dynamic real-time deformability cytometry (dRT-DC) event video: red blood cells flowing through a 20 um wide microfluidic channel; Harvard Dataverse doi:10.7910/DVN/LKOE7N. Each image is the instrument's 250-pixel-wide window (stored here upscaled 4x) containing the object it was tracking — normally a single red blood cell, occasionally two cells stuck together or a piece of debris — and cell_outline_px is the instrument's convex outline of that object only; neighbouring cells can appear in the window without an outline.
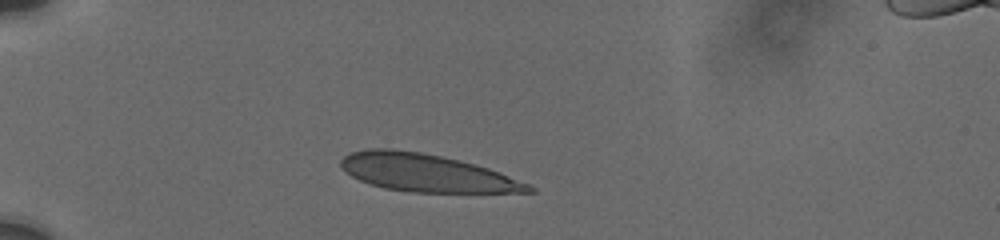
{"species": "human", "species_latin": "Homo sapiens", "temperature_condition": "cold", "stored_images_in_passage": 41, "camera_frame_rate_fps": 3000, "um_per_image_px": 0.085, "donor": {"sex": "male"}, "frame": {"image": 1, "passage_image": 1, "time_ms": 0.0, "image_size_px": [1000, 240], "cell_outline_px": [[536, 192], [408, 192], [384, 188], [360, 180], [352, 176], [340, 164], [340, 160], [344, 156], [352, 152], [372, 148], [384, 148], [420, 152], [440, 156], [488, 168], [500, 172], [532, 184], [536, 188]], "centroid_in_image_um": [36.3, 14.71], "position_along_channel_um": 48.7, "area_um2": 40.75}}
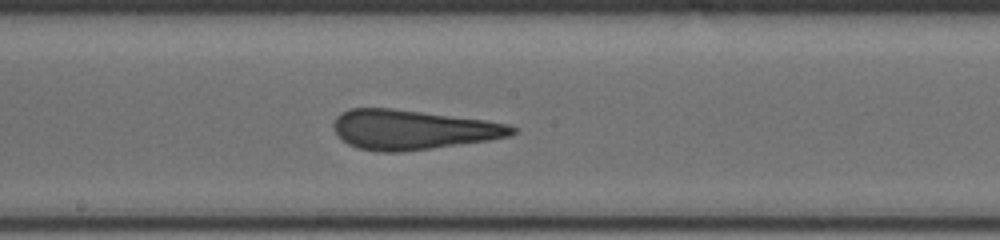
{"frame": {"image": 2, "passage_image": 17, "time_ms": 5.333, "image_size_px": [1000, 240], "cell_outline_px": [[516, 132], [512, 136], [488, 140], [400, 152], [380, 152], [356, 148], [348, 144], [336, 132], [332, 124], [336, 116], [340, 112], [352, 108], [388, 108], [484, 120], [508, 124], [516, 128]], "centroid_in_image_um": [35.04, 11.02], "position_along_channel_um": 213.2, "area_um2": 40.81}}
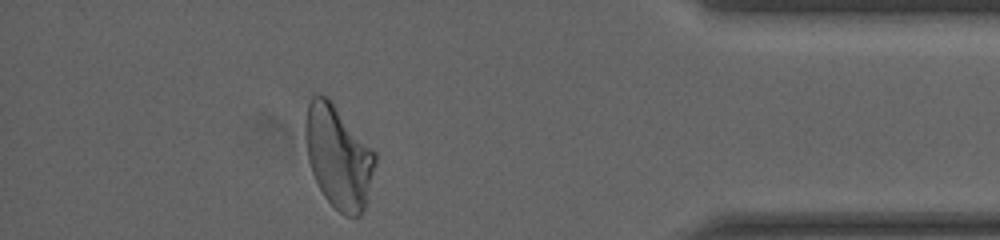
{"frame": {"image": 3, "passage_image": 35, "time_ms": 11.333, "image_size_px": [1000, 240], "cell_outline_px": [[376, 160], [364, 208], [360, 216], [344, 216], [324, 196], [312, 172], [308, 160], [304, 132], [304, 124], [308, 104], [312, 96], [328, 96], [332, 100], [376, 152]], "centroid_in_image_um": [28.75, 13.28], "position_along_channel_um": 406.4, "area_um2": 41.62}, "authors_computed_cell_mechanics": {"area_um2": 41.2114, "velocity_mm_per_s": 3.7442, "shape_relaxation_time_tau1_ms": 8.9185, "shape_relaxation_time_tau2_ms": 1.0744, "deformation_change_tau1": 0.2104, "deformation_change_tau2": 0.0814}}